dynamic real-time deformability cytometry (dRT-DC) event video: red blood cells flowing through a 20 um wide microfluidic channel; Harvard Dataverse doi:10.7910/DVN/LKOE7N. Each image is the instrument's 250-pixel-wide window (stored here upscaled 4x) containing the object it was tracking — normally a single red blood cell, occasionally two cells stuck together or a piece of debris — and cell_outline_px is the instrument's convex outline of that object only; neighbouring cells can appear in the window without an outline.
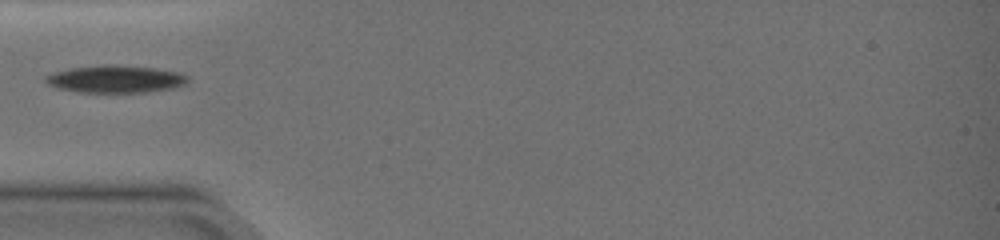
{"species": "common noctule bat (a hibernating species)", "species_latin": "Nyctalus noctula", "temperature_condition": "warm", "stored_images_in_passage": 4, "camera_frame_rate_fps": 3000, "um_per_image_px": 0.085, "animal": {"sex": "female", "body_mass_g": 19.0, "forearm_length_mm": 51.5}, "frame": {"image": 1, "passage_image": 1, "time_ms": 0.0, "image_size_px": [1000, 240], "cell_outline_px": [[188, 80], [184, 84], [172, 88], [144, 92], [80, 92], [56, 88], [48, 84], [44, 80], [44, 76], [68, 68], [104, 64], [112, 64], [156, 68], [180, 72], [188, 76]], "centroid_in_image_um": [9.79, 6.71], "position_along_channel_um": 75.2, "area_um2": 22.77}}